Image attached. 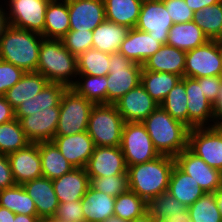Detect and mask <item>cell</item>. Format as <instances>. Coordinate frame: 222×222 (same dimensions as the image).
I'll use <instances>...</instances> for the list:
<instances>
[{
	"mask_svg": "<svg viewBox=\"0 0 222 222\" xmlns=\"http://www.w3.org/2000/svg\"><path fill=\"white\" fill-rule=\"evenodd\" d=\"M174 165V157L160 155L152 161L127 167L129 190L146 202L167 192Z\"/></svg>",
	"mask_w": 222,
	"mask_h": 222,
	"instance_id": "6da1fadb",
	"label": "cell"
},
{
	"mask_svg": "<svg viewBox=\"0 0 222 222\" xmlns=\"http://www.w3.org/2000/svg\"><path fill=\"white\" fill-rule=\"evenodd\" d=\"M160 155L175 157L188 148L190 128L174 119L160 105L142 121Z\"/></svg>",
	"mask_w": 222,
	"mask_h": 222,
	"instance_id": "7a4b0ae2",
	"label": "cell"
},
{
	"mask_svg": "<svg viewBox=\"0 0 222 222\" xmlns=\"http://www.w3.org/2000/svg\"><path fill=\"white\" fill-rule=\"evenodd\" d=\"M42 38L39 33L8 25L0 36V59L25 72H36Z\"/></svg>",
	"mask_w": 222,
	"mask_h": 222,
	"instance_id": "3957f363",
	"label": "cell"
},
{
	"mask_svg": "<svg viewBox=\"0 0 222 222\" xmlns=\"http://www.w3.org/2000/svg\"><path fill=\"white\" fill-rule=\"evenodd\" d=\"M36 72L49 82L71 87L78 77L77 57L63 46L60 39L43 37Z\"/></svg>",
	"mask_w": 222,
	"mask_h": 222,
	"instance_id": "277c9868",
	"label": "cell"
},
{
	"mask_svg": "<svg viewBox=\"0 0 222 222\" xmlns=\"http://www.w3.org/2000/svg\"><path fill=\"white\" fill-rule=\"evenodd\" d=\"M124 120L114 104H95L91 109L87 132L95 146L121 145Z\"/></svg>",
	"mask_w": 222,
	"mask_h": 222,
	"instance_id": "5b68a950",
	"label": "cell"
},
{
	"mask_svg": "<svg viewBox=\"0 0 222 222\" xmlns=\"http://www.w3.org/2000/svg\"><path fill=\"white\" fill-rule=\"evenodd\" d=\"M107 75V104H115L141 82L143 65L132 62L119 52L110 54Z\"/></svg>",
	"mask_w": 222,
	"mask_h": 222,
	"instance_id": "8992f818",
	"label": "cell"
},
{
	"mask_svg": "<svg viewBox=\"0 0 222 222\" xmlns=\"http://www.w3.org/2000/svg\"><path fill=\"white\" fill-rule=\"evenodd\" d=\"M95 104L68 87L60 101L59 122L55 136L87 131L91 109Z\"/></svg>",
	"mask_w": 222,
	"mask_h": 222,
	"instance_id": "52a82bcc",
	"label": "cell"
},
{
	"mask_svg": "<svg viewBox=\"0 0 222 222\" xmlns=\"http://www.w3.org/2000/svg\"><path fill=\"white\" fill-rule=\"evenodd\" d=\"M126 166L149 162L160 156L142 122H125L121 145Z\"/></svg>",
	"mask_w": 222,
	"mask_h": 222,
	"instance_id": "ba28073f",
	"label": "cell"
},
{
	"mask_svg": "<svg viewBox=\"0 0 222 222\" xmlns=\"http://www.w3.org/2000/svg\"><path fill=\"white\" fill-rule=\"evenodd\" d=\"M51 0H8V25L33 31L44 37L46 9Z\"/></svg>",
	"mask_w": 222,
	"mask_h": 222,
	"instance_id": "9c48e42d",
	"label": "cell"
},
{
	"mask_svg": "<svg viewBox=\"0 0 222 222\" xmlns=\"http://www.w3.org/2000/svg\"><path fill=\"white\" fill-rule=\"evenodd\" d=\"M184 76L194 79L222 76L219 40H209L206 44L186 52Z\"/></svg>",
	"mask_w": 222,
	"mask_h": 222,
	"instance_id": "30bf717a",
	"label": "cell"
},
{
	"mask_svg": "<svg viewBox=\"0 0 222 222\" xmlns=\"http://www.w3.org/2000/svg\"><path fill=\"white\" fill-rule=\"evenodd\" d=\"M188 149L212 168L222 167V127L190 129Z\"/></svg>",
	"mask_w": 222,
	"mask_h": 222,
	"instance_id": "8fae6325",
	"label": "cell"
},
{
	"mask_svg": "<svg viewBox=\"0 0 222 222\" xmlns=\"http://www.w3.org/2000/svg\"><path fill=\"white\" fill-rule=\"evenodd\" d=\"M173 21L162 0H143L136 29L166 44Z\"/></svg>",
	"mask_w": 222,
	"mask_h": 222,
	"instance_id": "7c38bea8",
	"label": "cell"
},
{
	"mask_svg": "<svg viewBox=\"0 0 222 222\" xmlns=\"http://www.w3.org/2000/svg\"><path fill=\"white\" fill-rule=\"evenodd\" d=\"M185 92L188 99V127H212L213 104L203 93L202 78L185 77Z\"/></svg>",
	"mask_w": 222,
	"mask_h": 222,
	"instance_id": "4fadbf2b",
	"label": "cell"
},
{
	"mask_svg": "<svg viewBox=\"0 0 222 222\" xmlns=\"http://www.w3.org/2000/svg\"><path fill=\"white\" fill-rule=\"evenodd\" d=\"M175 164L199 184L205 192L215 193L220 188L219 172L210 167L204 160L192 153L188 148L174 157Z\"/></svg>",
	"mask_w": 222,
	"mask_h": 222,
	"instance_id": "5bb4252c",
	"label": "cell"
},
{
	"mask_svg": "<svg viewBox=\"0 0 222 222\" xmlns=\"http://www.w3.org/2000/svg\"><path fill=\"white\" fill-rule=\"evenodd\" d=\"M29 116L22 117L19 122L31 143L52 141L59 122L60 104L51 110H37Z\"/></svg>",
	"mask_w": 222,
	"mask_h": 222,
	"instance_id": "9a60e30c",
	"label": "cell"
},
{
	"mask_svg": "<svg viewBox=\"0 0 222 222\" xmlns=\"http://www.w3.org/2000/svg\"><path fill=\"white\" fill-rule=\"evenodd\" d=\"M85 169L89 178L127 174V166L120 146H95Z\"/></svg>",
	"mask_w": 222,
	"mask_h": 222,
	"instance_id": "2e32d148",
	"label": "cell"
},
{
	"mask_svg": "<svg viewBox=\"0 0 222 222\" xmlns=\"http://www.w3.org/2000/svg\"><path fill=\"white\" fill-rule=\"evenodd\" d=\"M70 30L93 31L106 20L103 0H66Z\"/></svg>",
	"mask_w": 222,
	"mask_h": 222,
	"instance_id": "e0dca14e",
	"label": "cell"
},
{
	"mask_svg": "<svg viewBox=\"0 0 222 222\" xmlns=\"http://www.w3.org/2000/svg\"><path fill=\"white\" fill-rule=\"evenodd\" d=\"M114 105L124 122H142L159 106L141 83L123 95Z\"/></svg>",
	"mask_w": 222,
	"mask_h": 222,
	"instance_id": "ac0fdd59",
	"label": "cell"
},
{
	"mask_svg": "<svg viewBox=\"0 0 222 222\" xmlns=\"http://www.w3.org/2000/svg\"><path fill=\"white\" fill-rule=\"evenodd\" d=\"M8 160L15 184L22 185L43 176L38 143L9 154Z\"/></svg>",
	"mask_w": 222,
	"mask_h": 222,
	"instance_id": "d6986e66",
	"label": "cell"
},
{
	"mask_svg": "<svg viewBox=\"0 0 222 222\" xmlns=\"http://www.w3.org/2000/svg\"><path fill=\"white\" fill-rule=\"evenodd\" d=\"M52 142L75 168H85L95 148L87 131L68 136H55Z\"/></svg>",
	"mask_w": 222,
	"mask_h": 222,
	"instance_id": "ffe728a7",
	"label": "cell"
},
{
	"mask_svg": "<svg viewBox=\"0 0 222 222\" xmlns=\"http://www.w3.org/2000/svg\"><path fill=\"white\" fill-rule=\"evenodd\" d=\"M24 190L33 199L37 216L45 222L57 212L59 201L51 179L40 177L22 184Z\"/></svg>",
	"mask_w": 222,
	"mask_h": 222,
	"instance_id": "44dd1931",
	"label": "cell"
},
{
	"mask_svg": "<svg viewBox=\"0 0 222 222\" xmlns=\"http://www.w3.org/2000/svg\"><path fill=\"white\" fill-rule=\"evenodd\" d=\"M163 44L149 33L131 28L122 41L119 53L132 62L143 65L145 61L154 55Z\"/></svg>",
	"mask_w": 222,
	"mask_h": 222,
	"instance_id": "7402d4cb",
	"label": "cell"
},
{
	"mask_svg": "<svg viewBox=\"0 0 222 222\" xmlns=\"http://www.w3.org/2000/svg\"><path fill=\"white\" fill-rule=\"evenodd\" d=\"M52 183L59 203H66L82 200L90 186V179L85 168H74L53 179Z\"/></svg>",
	"mask_w": 222,
	"mask_h": 222,
	"instance_id": "603a6c76",
	"label": "cell"
},
{
	"mask_svg": "<svg viewBox=\"0 0 222 222\" xmlns=\"http://www.w3.org/2000/svg\"><path fill=\"white\" fill-rule=\"evenodd\" d=\"M186 52L163 44L160 49L143 64L144 70L168 72L184 77Z\"/></svg>",
	"mask_w": 222,
	"mask_h": 222,
	"instance_id": "cb8c5ba5",
	"label": "cell"
},
{
	"mask_svg": "<svg viewBox=\"0 0 222 222\" xmlns=\"http://www.w3.org/2000/svg\"><path fill=\"white\" fill-rule=\"evenodd\" d=\"M67 88L64 84L49 82L33 99L24 101L16 107L15 118L20 120L24 116L34 114V111L51 110V107L58 106Z\"/></svg>",
	"mask_w": 222,
	"mask_h": 222,
	"instance_id": "d4e9b609",
	"label": "cell"
},
{
	"mask_svg": "<svg viewBox=\"0 0 222 222\" xmlns=\"http://www.w3.org/2000/svg\"><path fill=\"white\" fill-rule=\"evenodd\" d=\"M85 222H103L114 216L115 198L89 186L81 200Z\"/></svg>",
	"mask_w": 222,
	"mask_h": 222,
	"instance_id": "484cf974",
	"label": "cell"
},
{
	"mask_svg": "<svg viewBox=\"0 0 222 222\" xmlns=\"http://www.w3.org/2000/svg\"><path fill=\"white\" fill-rule=\"evenodd\" d=\"M167 192L187 207L205 193L199 184L195 183L192 177L183 172L176 164L170 175Z\"/></svg>",
	"mask_w": 222,
	"mask_h": 222,
	"instance_id": "4316f807",
	"label": "cell"
},
{
	"mask_svg": "<svg viewBox=\"0 0 222 222\" xmlns=\"http://www.w3.org/2000/svg\"><path fill=\"white\" fill-rule=\"evenodd\" d=\"M209 41L208 37L194 21L173 24L169 30L166 44L182 51H190Z\"/></svg>",
	"mask_w": 222,
	"mask_h": 222,
	"instance_id": "83f0119b",
	"label": "cell"
},
{
	"mask_svg": "<svg viewBox=\"0 0 222 222\" xmlns=\"http://www.w3.org/2000/svg\"><path fill=\"white\" fill-rule=\"evenodd\" d=\"M49 83V81L38 72H26L23 77L8 91L4 97L6 101L14 108L22 102H27Z\"/></svg>",
	"mask_w": 222,
	"mask_h": 222,
	"instance_id": "f1b7e54d",
	"label": "cell"
},
{
	"mask_svg": "<svg viewBox=\"0 0 222 222\" xmlns=\"http://www.w3.org/2000/svg\"><path fill=\"white\" fill-rule=\"evenodd\" d=\"M129 30L126 26L105 20L92 31V48L109 54L118 52Z\"/></svg>",
	"mask_w": 222,
	"mask_h": 222,
	"instance_id": "f546056e",
	"label": "cell"
},
{
	"mask_svg": "<svg viewBox=\"0 0 222 222\" xmlns=\"http://www.w3.org/2000/svg\"><path fill=\"white\" fill-rule=\"evenodd\" d=\"M70 30L66 0H51L45 14L44 38L62 39Z\"/></svg>",
	"mask_w": 222,
	"mask_h": 222,
	"instance_id": "4dcf8cb0",
	"label": "cell"
},
{
	"mask_svg": "<svg viewBox=\"0 0 222 222\" xmlns=\"http://www.w3.org/2000/svg\"><path fill=\"white\" fill-rule=\"evenodd\" d=\"M106 20L129 29L135 28L143 0H103Z\"/></svg>",
	"mask_w": 222,
	"mask_h": 222,
	"instance_id": "1f68e13d",
	"label": "cell"
},
{
	"mask_svg": "<svg viewBox=\"0 0 222 222\" xmlns=\"http://www.w3.org/2000/svg\"><path fill=\"white\" fill-rule=\"evenodd\" d=\"M38 147L43 177L53 180L75 168L52 141L38 142Z\"/></svg>",
	"mask_w": 222,
	"mask_h": 222,
	"instance_id": "d6a6232c",
	"label": "cell"
},
{
	"mask_svg": "<svg viewBox=\"0 0 222 222\" xmlns=\"http://www.w3.org/2000/svg\"><path fill=\"white\" fill-rule=\"evenodd\" d=\"M182 79L173 73L152 72L142 69L141 85L147 93L160 105L171 89Z\"/></svg>",
	"mask_w": 222,
	"mask_h": 222,
	"instance_id": "836d02e7",
	"label": "cell"
},
{
	"mask_svg": "<svg viewBox=\"0 0 222 222\" xmlns=\"http://www.w3.org/2000/svg\"><path fill=\"white\" fill-rule=\"evenodd\" d=\"M0 206L14 214L37 216L33 199L19 184L0 190Z\"/></svg>",
	"mask_w": 222,
	"mask_h": 222,
	"instance_id": "e575fe53",
	"label": "cell"
},
{
	"mask_svg": "<svg viewBox=\"0 0 222 222\" xmlns=\"http://www.w3.org/2000/svg\"><path fill=\"white\" fill-rule=\"evenodd\" d=\"M78 76L70 88L94 104H107V76Z\"/></svg>",
	"mask_w": 222,
	"mask_h": 222,
	"instance_id": "d590c367",
	"label": "cell"
},
{
	"mask_svg": "<svg viewBox=\"0 0 222 222\" xmlns=\"http://www.w3.org/2000/svg\"><path fill=\"white\" fill-rule=\"evenodd\" d=\"M193 21L209 40H222V0L194 13Z\"/></svg>",
	"mask_w": 222,
	"mask_h": 222,
	"instance_id": "8d00e7d4",
	"label": "cell"
},
{
	"mask_svg": "<svg viewBox=\"0 0 222 222\" xmlns=\"http://www.w3.org/2000/svg\"><path fill=\"white\" fill-rule=\"evenodd\" d=\"M31 142L27 139L18 119L0 124V153L9 155L25 148Z\"/></svg>",
	"mask_w": 222,
	"mask_h": 222,
	"instance_id": "74e56055",
	"label": "cell"
},
{
	"mask_svg": "<svg viewBox=\"0 0 222 222\" xmlns=\"http://www.w3.org/2000/svg\"><path fill=\"white\" fill-rule=\"evenodd\" d=\"M187 94L185 76L171 89L160 106L174 119L188 126Z\"/></svg>",
	"mask_w": 222,
	"mask_h": 222,
	"instance_id": "f35d334b",
	"label": "cell"
},
{
	"mask_svg": "<svg viewBox=\"0 0 222 222\" xmlns=\"http://www.w3.org/2000/svg\"><path fill=\"white\" fill-rule=\"evenodd\" d=\"M110 54L96 49H88L77 57L78 74L107 76L109 73Z\"/></svg>",
	"mask_w": 222,
	"mask_h": 222,
	"instance_id": "ab89813d",
	"label": "cell"
},
{
	"mask_svg": "<svg viewBox=\"0 0 222 222\" xmlns=\"http://www.w3.org/2000/svg\"><path fill=\"white\" fill-rule=\"evenodd\" d=\"M147 212V202L131 190L115 198L114 216L131 222Z\"/></svg>",
	"mask_w": 222,
	"mask_h": 222,
	"instance_id": "60d3db41",
	"label": "cell"
},
{
	"mask_svg": "<svg viewBox=\"0 0 222 222\" xmlns=\"http://www.w3.org/2000/svg\"><path fill=\"white\" fill-rule=\"evenodd\" d=\"M188 209L168 192L156 195L147 202V212L155 219L166 220L169 217L181 215Z\"/></svg>",
	"mask_w": 222,
	"mask_h": 222,
	"instance_id": "b9f144b4",
	"label": "cell"
},
{
	"mask_svg": "<svg viewBox=\"0 0 222 222\" xmlns=\"http://www.w3.org/2000/svg\"><path fill=\"white\" fill-rule=\"evenodd\" d=\"M191 222H222L215 193L205 192L188 207Z\"/></svg>",
	"mask_w": 222,
	"mask_h": 222,
	"instance_id": "7bdbcfd3",
	"label": "cell"
},
{
	"mask_svg": "<svg viewBox=\"0 0 222 222\" xmlns=\"http://www.w3.org/2000/svg\"><path fill=\"white\" fill-rule=\"evenodd\" d=\"M90 186L96 190L106 193L116 198L121 193L126 192L129 189L128 175L118 174L113 176H102L97 178H89Z\"/></svg>",
	"mask_w": 222,
	"mask_h": 222,
	"instance_id": "ee69618b",
	"label": "cell"
},
{
	"mask_svg": "<svg viewBox=\"0 0 222 222\" xmlns=\"http://www.w3.org/2000/svg\"><path fill=\"white\" fill-rule=\"evenodd\" d=\"M93 32L90 30H69L61 39L63 46L74 56L79 57L83 52L92 48Z\"/></svg>",
	"mask_w": 222,
	"mask_h": 222,
	"instance_id": "f6af8a7d",
	"label": "cell"
},
{
	"mask_svg": "<svg viewBox=\"0 0 222 222\" xmlns=\"http://www.w3.org/2000/svg\"><path fill=\"white\" fill-rule=\"evenodd\" d=\"M25 73L23 69L0 59V96H4Z\"/></svg>",
	"mask_w": 222,
	"mask_h": 222,
	"instance_id": "bcb514c9",
	"label": "cell"
},
{
	"mask_svg": "<svg viewBox=\"0 0 222 222\" xmlns=\"http://www.w3.org/2000/svg\"><path fill=\"white\" fill-rule=\"evenodd\" d=\"M174 24L194 20V12L185 0H162Z\"/></svg>",
	"mask_w": 222,
	"mask_h": 222,
	"instance_id": "7dc6e473",
	"label": "cell"
},
{
	"mask_svg": "<svg viewBox=\"0 0 222 222\" xmlns=\"http://www.w3.org/2000/svg\"><path fill=\"white\" fill-rule=\"evenodd\" d=\"M53 218L60 222H85L81 200L59 203Z\"/></svg>",
	"mask_w": 222,
	"mask_h": 222,
	"instance_id": "c3c4849f",
	"label": "cell"
},
{
	"mask_svg": "<svg viewBox=\"0 0 222 222\" xmlns=\"http://www.w3.org/2000/svg\"><path fill=\"white\" fill-rule=\"evenodd\" d=\"M222 87V76L202 77V90L206 98L214 104Z\"/></svg>",
	"mask_w": 222,
	"mask_h": 222,
	"instance_id": "681fc988",
	"label": "cell"
},
{
	"mask_svg": "<svg viewBox=\"0 0 222 222\" xmlns=\"http://www.w3.org/2000/svg\"><path fill=\"white\" fill-rule=\"evenodd\" d=\"M15 185L8 155L0 153V190L9 188Z\"/></svg>",
	"mask_w": 222,
	"mask_h": 222,
	"instance_id": "f907efd6",
	"label": "cell"
},
{
	"mask_svg": "<svg viewBox=\"0 0 222 222\" xmlns=\"http://www.w3.org/2000/svg\"><path fill=\"white\" fill-rule=\"evenodd\" d=\"M15 118V109L6 101L4 96H0V124L10 122Z\"/></svg>",
	"mask_w": 222,
	"mask_h": 222,
	"instance_id": "816d5d0a",
	"label": "cell"
},
{
	"mask_svg": "<svg viewBox=\"0 0 222 222\" xmlns=\"http://www.w3.org/2000/svg\"><path fill=\"white\" fill-rule=\"evenodd\" d=\"M213 126L222 127V87L217 101L213 104Z\"/></svg>",
	"mask_w": 222,
	"mask_h": 222,
	"instance_id": "f5cc1de1",
	"label": "cell"
},
{
	"mask_svg": "<svg viewBox=\"0 0 222 222\" xmlns=\"http://www.w3.org/2000/svg\"><path fill=\"white\" fill-rule=\"evenodd\" d=\"M221 0H185L186 4L192 9L194 13L202 10L206 6H211L220 2Z\"/></svg>",
	"mask_w": 222,
	"mask_h": 222,
	"instance_id": "db71d44e",
	"label": "cell"
},
{
	"mask_svg": "<svg viewBox=\"0 0 222 222\" xmlns=\"http://www.w3.org/2000/svg\"><path fill=\"white\" fill-rule=\"evenodd\" d=\"M15 215L12 211L0 206V222H14Z\"/></svg>",
	"mask_w": 222,
	"mask_h": 222,
	"instance_id": "11a10c76",
	"label": "cell"
},
{
	"mask_svg": "<svg viewBox=\"0 0 222 222\" xmlns=\"http://www.w3.org/2000/svg\"><path fill=\"white\" fill-rule=\"evenodd\" d=\"M168 222H191L190 214L188 209L181 215L169 217L166 219Z\"/></svg>",
	"mask_w": 222,
	"mask_h": 222,
	"instance_id": "9f6ffc18",
	"label": "cell"
},
{
	"mask_svg": "<svg viewBox=\"0 0 222 222\" xmlns=\"http://www.w3.org/2000/svg\"><path fill=\"white\" fill-rule=\"evenodd\" d=\"M14 222H43L38 216L16 214Z\"/></svg>",
	"mask_w": 222,
	"mask_h": 222,
	"instance_id": "6f0895ef",
	"label": "cell"
},
{
	"mask_svg": "<svg viewBox=\"0 0 222 222\" xmlns=\"http://www.w3.org/2000/svg\"><path fill=\"white\" fill-rule=\"evenodd\" d=\"M8 26L6 9L0 5V36L4 32V29Z\"/></svg>",
	"mask_w": 222,
	"mask_h": 222,
	"instance_id": "680465c9",
	"label": "cell"
},
{
	"mask_svg": "<svg viewBox=\"0 0 222 222\" xmlns=\"http://www.w3.org/2000/svg\"><path fill=\"white\" fill-rule=\"evenodd\" d=\"M131 222H156V219L153 216H151L148 212H146L142 216L137 217Z\"/></svg>",
	"mask_w": 222,
	"mask_h": 222,
	"instance_id": "91938a15",
	"label": "cell"
},
{
	"mask_svg": "<svg viewBox=\"0 0 222 222\" xmlns=\"http://www.w3.org/2000/svg\"><path fill=\"white\" fill-rule=\"evenodd\" d=\"M215 198H216V203L222 217V187L218 188L215 191Z\"/></svg>",
	"mask_w": 222,
	"mask_h": 222,
	"instance_id": "94428289",
	"label": "cell"
},
{
	"mask_svg": "<svg viewBox=\"0 0 222 222\" xmlns=\"http://www.w3.org/2000/svg\"><path fill=\"white\" fill-rule=\"evenodd\" d=\"M103 222H128V221L123 220V219H121L120 217H117V216H111Z\"/></svg>",
	"mask_w": 222,
	"mask_h": 222,
	"instance_id": "6125c7cd",
	"label": "cell"
},
{
	"mask_svg": "<svg viewBox=\"0 0 222 222\" xmlns=\"http://www.w3.org/2000/svg\"><path fill=\"white\" fill-rule=\"evenodd\" d=\"M218 172H219L220 187H222V167L218 170Z\"/></svg>",
	"mask_w": 222,
	"mask_h": 222,
	"instance_id": "be15d7a7",
	"label": "cell"
},
{
	"mask_svg": "<svg viewBox=\"0 0 222 222\" xmlns=\"http://www.w3.org/2000/svg\"><path fill=\"white\" fill-rule=\"evenodd\" d=\"M219 53H220L221 62H222V40H219Z\"/></svg>",
	"mask_w": 222,
	"mask_h": 222,
	"instance_id": "e7e4bbea",
	"label": "cell"
},
{
	"mask_svg": "<svg viewBox=\"0 0 222 222\" xmlns=\"http://www.w3.org/2000/svg\"><path fill=\"white\" fill-rule=\"evenodd\" d=\"M45 222H60V221H58V220H56L54 218H49Z\"/></svg>",
	"mask_w": 222,
	"mask_h": 222,
	"instance_id": "03108f58",
	"label": "cell"
},
{
	"mask_svg": "<svg viewBox=\"0 0 222 222\" xmlns=\"http://www.w3.org/2000/svg\"><path fill=\"white\" fill-rule=\"evenodd\" d=\"M156 222H168V221L163 220V219H156Z\"/></svg>",
	"mask_w": 222,
	"mask_h": 222,
	"instance_id": "003e7915",
	"label": "cell"
}]
</instances>
